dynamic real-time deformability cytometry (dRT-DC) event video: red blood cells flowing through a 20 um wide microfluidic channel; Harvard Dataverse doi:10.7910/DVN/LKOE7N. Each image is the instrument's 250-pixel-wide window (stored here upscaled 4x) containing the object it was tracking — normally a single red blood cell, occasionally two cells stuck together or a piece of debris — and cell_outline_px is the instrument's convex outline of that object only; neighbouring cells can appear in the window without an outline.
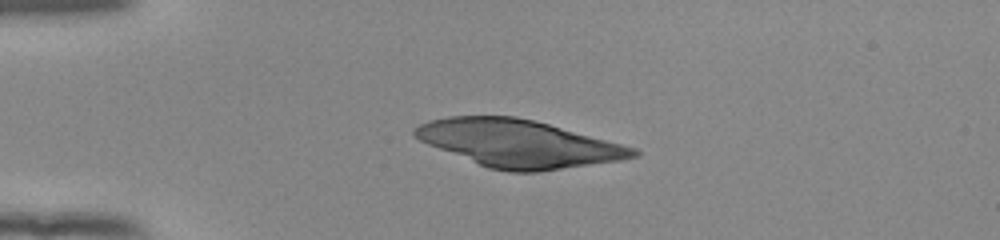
{"species": "human", "species_latin": "Homo sapiens", "temperature_condition": "room temperature", "stored_images_in_passage": 40, "camera_frame_rate_fps": 3000, "um_per_image_px": 0.085, "donor": {"sex": "female"}, "frame": {"image": 1, "passage_image": 1, "time_ms": 0.0, "image_size_px": [1000, 240], "cell_outline_px": [[640, 156], [620, 160], [536, 172], [508, 172], [488, 168], [428, 144], [420, 140], [412, 132], [412, 128], [428, 120], [448, 116], [516, 116], [548, 124], [636, 148], [640, 152]], "centroid_in_image_um": [44.06, 12.2], "position_along_channel_um": 40.9, "area_um2": 59.71}}